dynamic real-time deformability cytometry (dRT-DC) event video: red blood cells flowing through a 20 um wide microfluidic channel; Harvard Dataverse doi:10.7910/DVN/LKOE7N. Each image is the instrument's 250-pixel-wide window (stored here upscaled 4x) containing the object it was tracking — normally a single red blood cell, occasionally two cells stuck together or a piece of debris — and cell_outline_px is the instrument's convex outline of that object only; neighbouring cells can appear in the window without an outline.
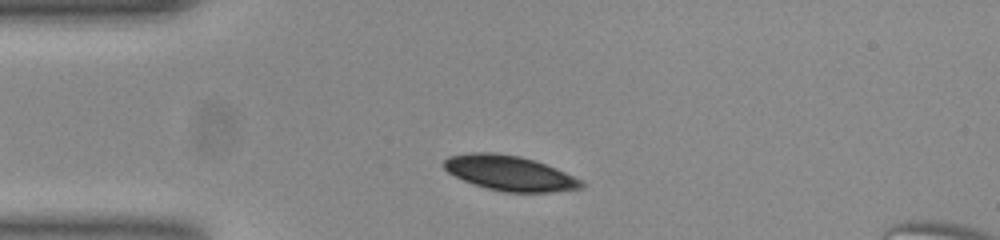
{"species": "common noctule bat (a hibernating species)", "species_latin": "Nyctalus noctula", "temperature_condition": "room temperature", "stored_images_in_passage": 36, "camera_frame_rate_fps": 3000, "um_per_image_px": 0.085, "animal": {"sex": "female", "body_mass_g": 23.0, "forearm_length_mm": 53.4}, "frame": {"image": 1, "passage_image": 5, "time_ms": 1.333, "image_size_px": [1000, 240], "cell_outline_px": [[584, 188], [552, 192], [504, 192], [488, 188], [464, 180], [448, 172], [444, 168], [444, 160], [448, 156], [472, 152], [496, 152], [520, 156], [536, 160], [556, 168], [580, 180], [584, 184]], "centroid_in_image_um": [43.33, 14.7], "position_along_channel_um": 41.7, "area_um2": 27.92}}
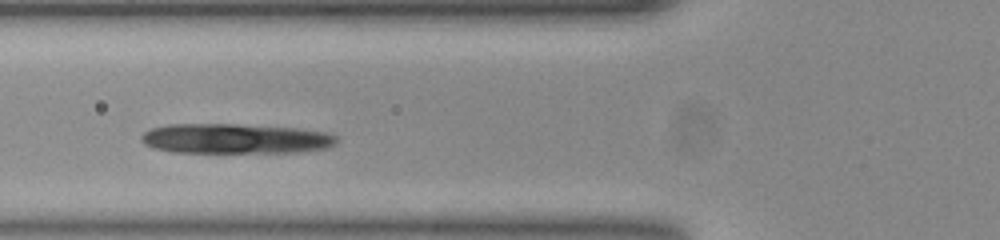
{"frame": {"image": 2, "passage_image": 12, "time_ms": 3.667, "image_size_px": [1000, 240], "cell_outline_px": [[336, 144], [328, 148], [300, 152], [172, 152], [152, 148], [144, 144], [140, 140], [140, 136], [144, 132], [152, 128], [172, 124], [236, 124], [296, 128], [328, 132], [336, 136]], "centroid_in_image_um": [20.0, 11.79], "position_along_channel_um": 105.8, "area_um2": 34.22}}